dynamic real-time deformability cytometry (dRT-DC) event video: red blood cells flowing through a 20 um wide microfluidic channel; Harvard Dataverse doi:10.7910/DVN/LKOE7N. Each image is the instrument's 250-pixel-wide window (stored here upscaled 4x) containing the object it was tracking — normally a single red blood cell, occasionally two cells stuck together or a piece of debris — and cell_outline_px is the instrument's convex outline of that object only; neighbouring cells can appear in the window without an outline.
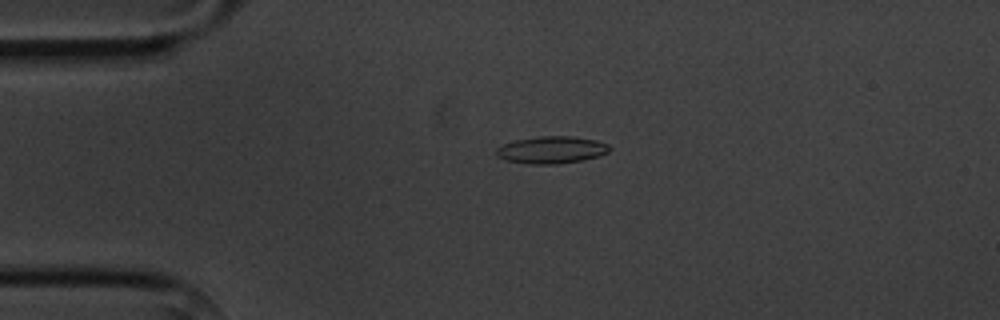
{"species": "common noctule bat (a hibernating species)", "species_latin": "Nyctalus noctula", "temperature_condition": "cold", "stored_images_in_passage": 3, "camera_frame_rate_fps": 3000, "um_per_image_px": 0.085, "animal": {"sex": "male", "body_mass_g": 20.1, "forearm_length_mm": 53.5}, "frame": {"image": 1, "passage_image": 2, "time_ms": 2.0, "image_size_px": [1000, 320], "cell_outline_px": [[612, 148], [608, 152], [584, 160], [556, 164], [528, 164], [504, 160], [496, 156], [496, 148], [504, 144], [516, 140], [540, 136], [572, 136], [596, 140], [608, 144]], "centroid_in_image_um": [46.87, 12.74], "position_along_channel_um": 38.1, "area_um2": 17.98}}